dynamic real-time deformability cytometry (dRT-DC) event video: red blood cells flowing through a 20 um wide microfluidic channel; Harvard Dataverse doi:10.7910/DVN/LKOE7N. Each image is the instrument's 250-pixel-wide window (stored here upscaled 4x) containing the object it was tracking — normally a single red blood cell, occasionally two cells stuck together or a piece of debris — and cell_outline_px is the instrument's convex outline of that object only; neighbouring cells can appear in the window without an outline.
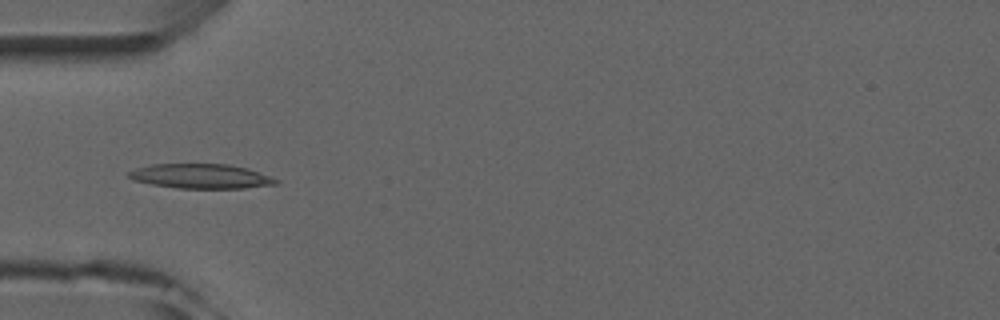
{"species": "common noctule bat (a hibernating species)", "species_latin": "Nyctalus noctula", "temperature_condition": "room temperature", "stored_images_in_passage": 5, "camera_frame_rate_fps": 3000, "um_per_image_px": 0.085, "animal": {"sex": "male", "forearm_length_mm": 52.5}, "frame": {"image": 1, "passage_image": 4, "time_ms": 4.333, "image_size_px": [1000, 320], "cell_outline_px": [[280, 184], [244, 188], [176, 188], [152, 184], [132, 180], [128, 176], [128, 172], [136, 168], [152, 164], [228, 164], [248, 168], [280, 180]], "centroid_in_image_um": [17.1, 14.98], "position_along_channel_um": 67.9, "area_um2": 21.15}}
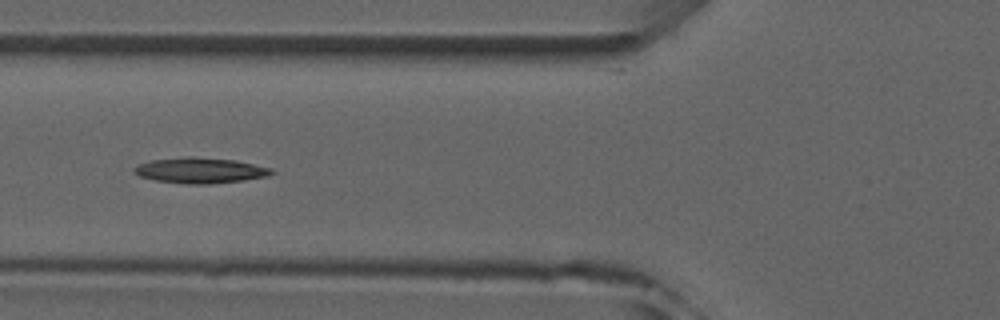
{"frame": {"image": 2, "passage_image": 5, "time_ms": 5.333, "image_size_px": [1000, 320], "cell_outline_px": [[276, 172], [268, 176], [244, 180], [212, 184], [184, 184], [156, 180], [140, 176], [136, 172], [136, 168], [140, 164], [152, 160], [188, 156], [192, 156], [236, 160], [272, 168]], "centroid_in_image_um": [17.1, 14.48], "position_along_channel_um": 108.7, "area_um2": 20.4}}